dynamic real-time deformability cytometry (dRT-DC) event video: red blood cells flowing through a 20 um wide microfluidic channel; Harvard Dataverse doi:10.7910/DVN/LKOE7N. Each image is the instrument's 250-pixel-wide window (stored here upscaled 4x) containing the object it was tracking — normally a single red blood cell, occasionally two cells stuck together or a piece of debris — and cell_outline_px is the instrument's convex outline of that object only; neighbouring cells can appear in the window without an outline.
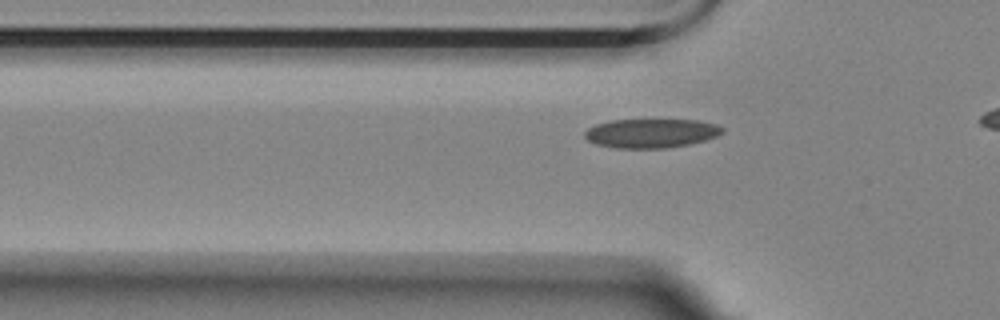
{"species": "Egyptian fruit bat (a non-hibernating species)", "species_latin": "Rousettus aegyptiacus", "temperature_condition": "room temperature", "stored_images_in_passage": 39, "camera_frame_rate_fps": 3000, "um_per_image_px": 0.085, "animal": {"sex": "female"}, "frame": {"image": 1, "passage_image": 11, "time_ms": 3.333, "image_size_px": [1000, 320], "cell_outline_px": [[724, 132], [716, 136], [704, 140], [688, 144], [664, 148], [616, 148], [596, 144], [588, 140], [584, 136], [584, 132], [588, 128], [596, 124], [608, 120], [700, 120], [716, 124], [724, 128]], "centroid_in_image_um": [55.33, 11.32], "position_along_channel_um": 70.5, "area_um2": 23.29}}
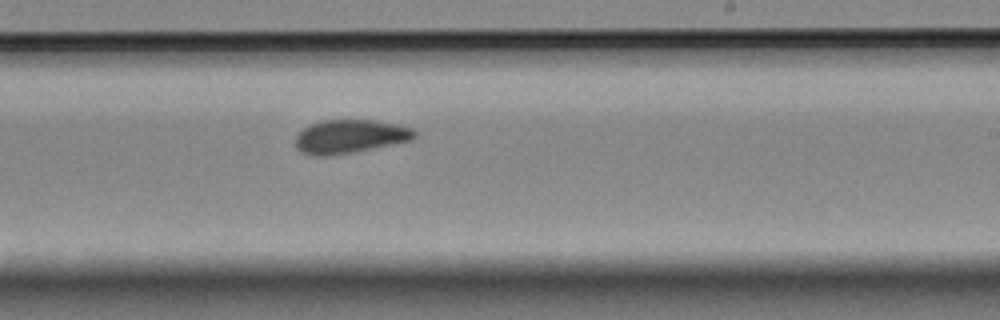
{"frame": {"image": 2, "passage_image": 27, "time_ms": 8.667, "image_size_px": [1000, 320], "cell_outline_px": [[416, 136], [412, 140], [352, 152], [328, 156], [312, 156], [300, 152], [296, 148], [296, 136], [304, 128], [320, 120], [376, 120], [400, 124], [412, 128], [416, 132]], "centroid_in_image_um": [29.75, 11.59], "position_along_channel_um": 259.3, "area_um2": 23.35}}
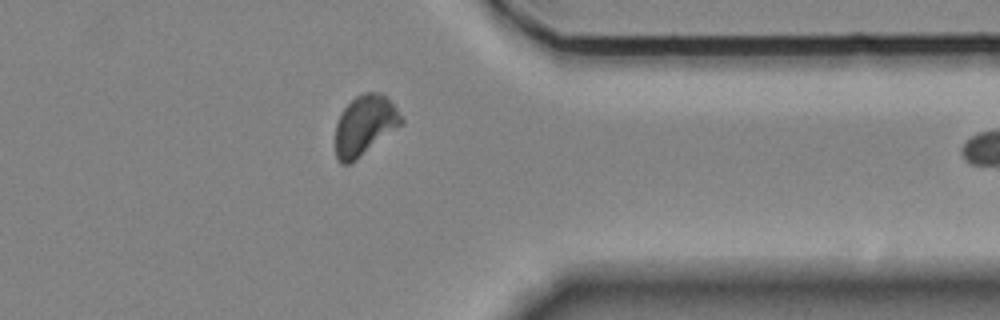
{"frame": {"image": 3, "passage_image": 38, "time_ms": 12.333, "image_size_px": [1000, 320], "cell_outline_px": [[404, 124], [356, 160], [348, 164], [340, 164], [336, 156], [336, 124], [344, 108], [356, 96], [364, 92], [380, 92], [396, 108], [404, 120]], "centroid_in_image_um": [31.02, 10.67], "position_along_channel_um": 380.4, "area_um2": 22.95}}